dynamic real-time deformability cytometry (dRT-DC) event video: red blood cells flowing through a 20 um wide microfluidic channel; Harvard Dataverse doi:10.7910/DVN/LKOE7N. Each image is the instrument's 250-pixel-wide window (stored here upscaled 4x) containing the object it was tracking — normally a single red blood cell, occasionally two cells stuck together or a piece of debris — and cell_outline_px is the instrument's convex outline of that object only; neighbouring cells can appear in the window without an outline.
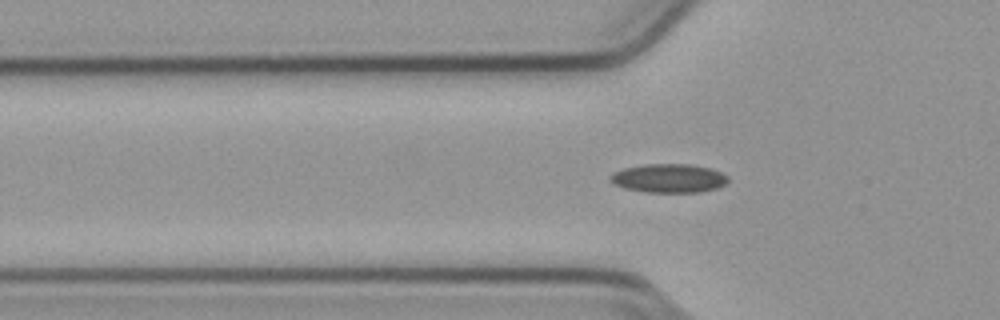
{"species": "common noctule bat (a hibernating species)", "species_latin": "Nyctalus noctula", "temperature_condition": "cold", "stored_images_in_passage": 40, "camera_frame_rate_fps": 3000, "um_per_image_px": 0.085, "animal": {"sex": "male", "body_mass_g": 23.1, "forearm_length_mm": 52.7}, "frame": {"image": 1, "passage_image": 10, "time_ms": 3.0, "image_size_px": [1000, 320], "cell_outline_px": [[728, 180], [724, 184], [716, 188], [700, 192], [648, 192], [624, 188], [616, 184], [608, 176], [612, 172], [624, 168], [644, 164], [688, 164], [712, 168], [728, 176]], "centroid_in_image_um": [56.85, 15.14], "position_along_channel_um": 69.0, "area_um2": 19.65}}
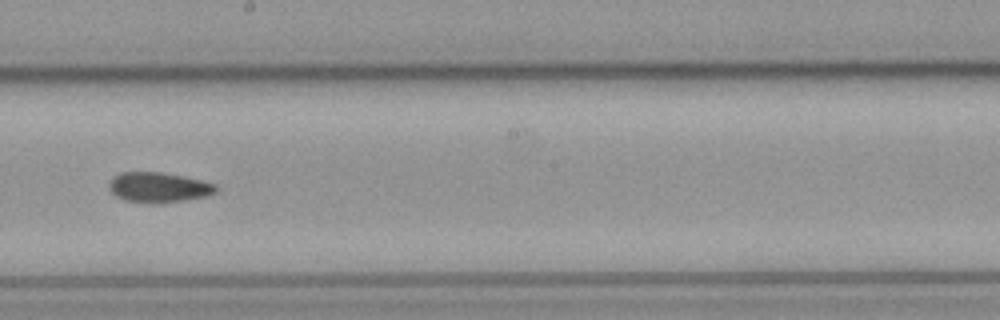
{"frame": {"image": 2, "passage_image": 23, "time_ms": 7.333, "image_size_px": [1000, 320], "cell_outline_px": [[216, 192], [208, 196], [156, 204], [124, 200], [116, 196], [108, 188], [108, 184], [112, 176], [120, 172], [160, 172], [184, 176], [216, 184]], "centroid_in_image_um": [13.44, 15.92], "position_along_channel_um": 234.8, "area_um2": 18.84}}
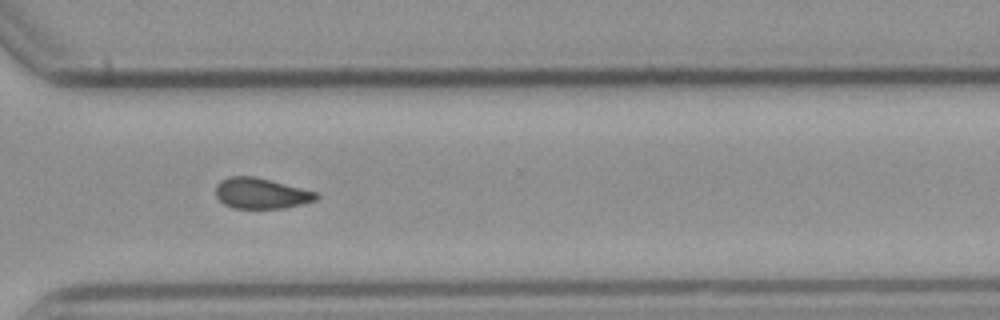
{"frame": {"image": 3, "passage_image": 32, "time_ms": 10.333, "image_size_px": [1000, 320], "cell_outline_px": [[320, 196], [316, 200], [284, 208], [232, 208], [224, 204], [216, 196], [216, 184], [220, 180], [228, 176], [256, 176], [320, 192]], "centroid_in_image_um": [22.22, 16.42], "position_along_channel_um": 348.4, "area_um2": 18.26}}